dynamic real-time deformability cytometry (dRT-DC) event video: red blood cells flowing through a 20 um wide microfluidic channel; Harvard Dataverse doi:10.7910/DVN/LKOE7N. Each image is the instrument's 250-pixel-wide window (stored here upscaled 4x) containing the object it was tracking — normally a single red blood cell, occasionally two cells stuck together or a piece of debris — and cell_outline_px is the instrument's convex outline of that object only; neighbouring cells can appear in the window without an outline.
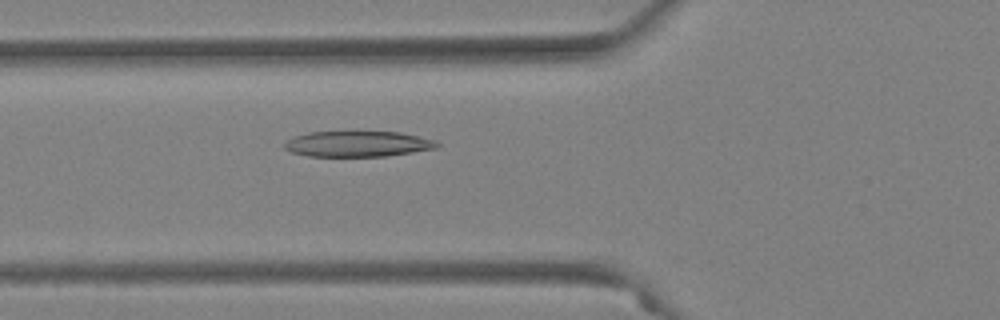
{"species": "Egyptian fruit bat (a non-hibernating species)", "species_latin": "Rousettus aegyptiacus", "temperature_condition": "warm", "stored_images_in_passage": 48, "camera_frame_rate_fps": 3000, "um_per_image_px": 0.085, "animal": {"sex": "female"}, "frame": {"image": 1, "passage_image": 15, "time_ms": 4.667, "image_size_px": [1000, 320], "cell_outline_px": [[440, 144], [436, 148], [388, 156], [308, 156], [292, 152], [284, 148], [284, 144], [288, 140], [296, 136], [308, 132], [400, 132], [436, 140]], "centroid_in_image_um": [30.43, 12.23], "position_along_channel_um": 95.4, "area_um2": 22.66}}
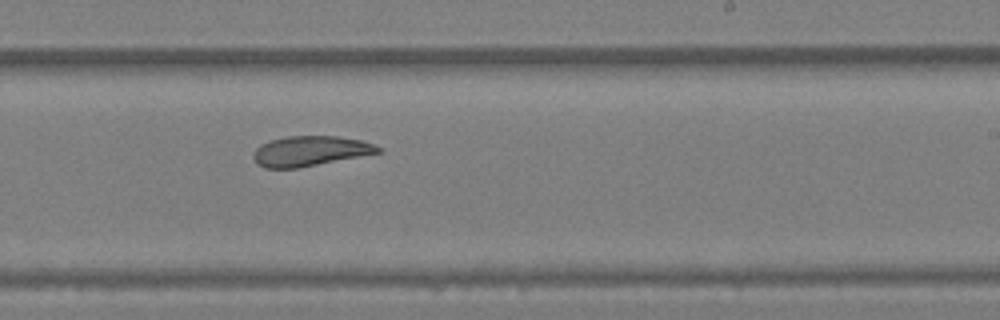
{"frame": {"image": 2, "passage_image": 28, "time_ms": 9.0, "image_size_px": [1000, 320], "cell_outline_px": [[384, 152], [296, 168], [264, 168], [256, 164], [252, 156], [252, 152], [260, 144], [272, 140], [288, 136], [336, 136], [360, 140], [372, 144], [380, 148]], "centroid_in_image_um": [26.32, 12.84], "position_along_channel_um": 262.7, "area_um2": 21.79}}
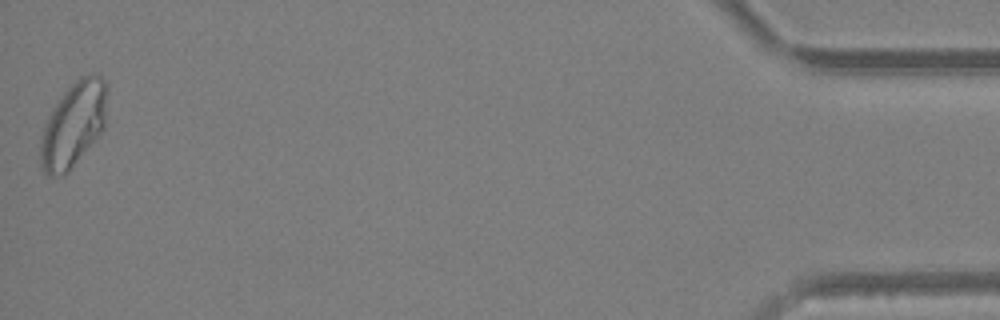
{"frame": {"image": 3, "passage_image": 48, "time_ms": 15.667, "image_size_px": [1000, 320], "cell_outline_px": [[108, 88], [104, 128], [68, 172], [64, 176], [48, 176], [44, 172], [40, 164], [40, 140], [48, 116], [64, 92], [80, 76], [96, 72], [100, 72], [108, 84]], "centroid_in_image_um": [6.27, 10.55], "position_along_channel_um": 428.9, "area_um2": 33.12}, "authors_computed_cell_mechanics": {"area_um2": 25.6921, "velocity_mm_per_s": 3.8581, "shape_relaxation_time_tau1_ms": 10.1642, "shape_relaxation_time_tau2_ms": 5.429, "deformation_change_tau1": 0.2445, "deformation_change_tau2": 0.1222}}